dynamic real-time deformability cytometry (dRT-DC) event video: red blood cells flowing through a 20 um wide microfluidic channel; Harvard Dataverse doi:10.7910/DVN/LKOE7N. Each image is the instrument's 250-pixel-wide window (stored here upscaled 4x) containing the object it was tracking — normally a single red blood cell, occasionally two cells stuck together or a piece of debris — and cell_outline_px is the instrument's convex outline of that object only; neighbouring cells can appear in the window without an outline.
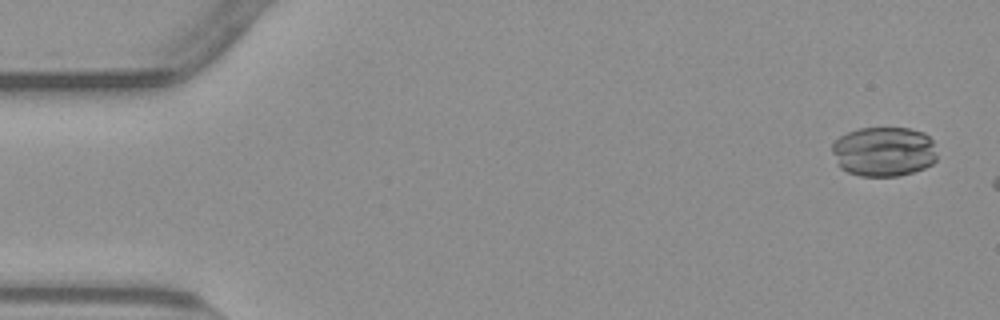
{"species": "common noctule bat (a hibernating species)", "species_latin": "Nyctalus noctula", "temperature_condition": "warm", "stored_images_in_passage": 8, "camera_frame_rate_fps": 3000, "um_per_image_px": 0.085, "animal": {"sex": "male", "body_mass_g": 23.1, "forearm_length_mm": 52.7}, "frame": {"image": 1, "passage_image": 3, "time_ms": 0.667, "image_size_px": [1000, 320], "cell_outline_px": [[936, 160], [932, 164], [924, 168], [912, 172], [896, 176], [860, 176], [848, 172], [840, 168], [832, 152], [832, 144], [840, 136], [848, 132], [860, 128], [908, 128], [924, 132], [932, 140], [936, 156]], "centroid_in_image_um": [75.11, 12.88], "position_along_channel_um": 9.9, "area_um2": 30.4}}